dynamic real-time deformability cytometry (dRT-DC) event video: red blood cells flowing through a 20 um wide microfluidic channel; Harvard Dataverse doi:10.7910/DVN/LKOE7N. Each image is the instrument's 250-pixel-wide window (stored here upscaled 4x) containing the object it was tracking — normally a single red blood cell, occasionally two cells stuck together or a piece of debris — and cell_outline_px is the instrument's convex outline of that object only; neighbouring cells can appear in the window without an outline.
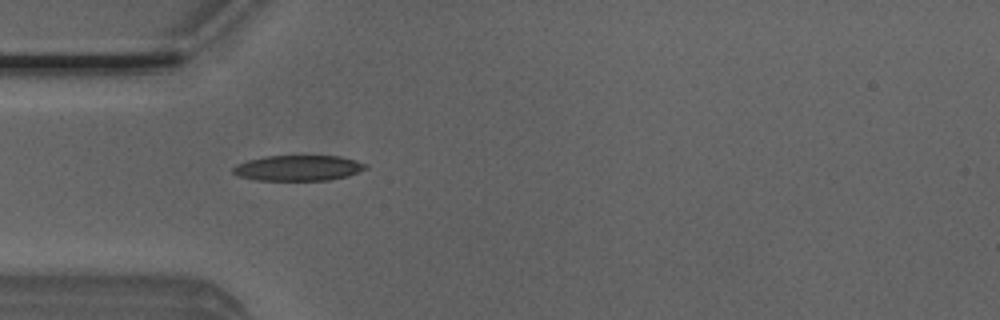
{"species": "Egyptian fruit bat (a non-hibernating species)", "species_latin": "Rousettus aegyptiacus", "temperature_condition": "room temperature", "stored_images_in_passage": 37, "camera_frame_rate_fps": 3000, "um_per_image_px": 0.085, "animal": {"sex": "male"}, "frame": {"image": 1, "passage_image": 1, "time_ms": 0.0, "image_size_px": [1000, 320], "cell_outline_px": [[368, 168], [348, 176], [328, 180], [252, 180], [240, 176], [232, 172], [232, 168], [236, 164], [248, 160], [264, 156], [340, 156], [356, 160], [368, 164]], "centroid_in_image_um": [25.36, 14.28], "position_along_channel_um": 59.6, "area_um2": 19.83}}
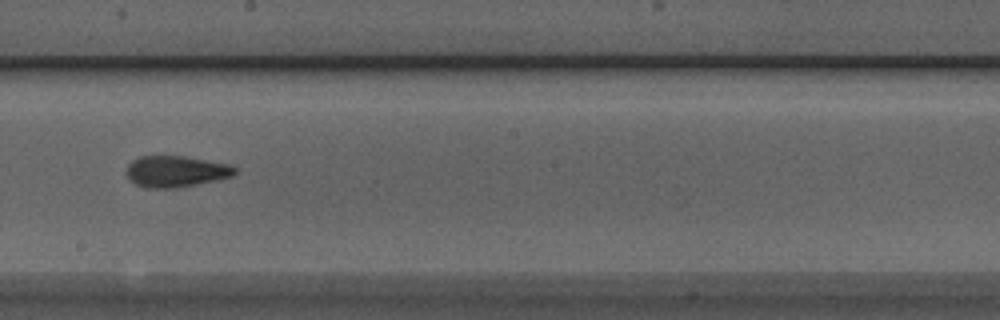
{"frame": {"image": 2, "passage_image": 14, "time_ms": 4.333, "image_size_px": [1000, 320], "cell_outline_px": [[236, 172], [232, 176], [216, 180], [176, 188], [144, 188], [136, 184], [128, 176], [128, 164], [132, 160], [140, 156], [184, 156], [228, 164], [236, 168]], "centroid_in_image_um": [14.95, 14.57], "position_along_channel_um": 233.3, "area_um2": 19.54}}
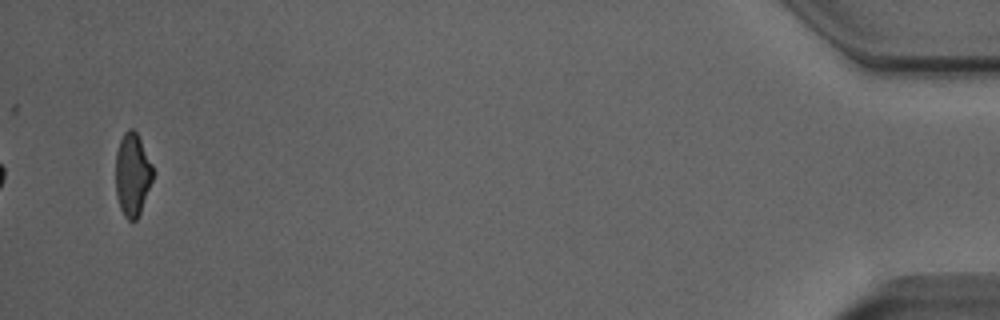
{"frame": {"image": 3, "passage_image": 35, "time_ms": 11.333, "image_size_px": [1000, 320], "cell_outline_px": [[152, 180], [140, 212], [136, 220], [128, 220], [124, 216], [120, 208], [116, 196], [116, 152], [120, 140], [124, 132], [128, 128], [132, 128], [136, 132], [152, 164]], "centroid_in_image_um": [11.23, 14.83], "position_along_channel_um": 424.0, "area_um2": 17.74}, "authors_computed_cell_mechanics": {"area_um2": 19.4786, "velocity_mm_per_s": 4.0438, "shape_relaxation_time_tau1_ms": 3.4244, "shape_relaxation_time_tau2_ms": 2.5333, "deformation_change_tau1": 0.1618, "deformation_change_tau2": 0.1171}}